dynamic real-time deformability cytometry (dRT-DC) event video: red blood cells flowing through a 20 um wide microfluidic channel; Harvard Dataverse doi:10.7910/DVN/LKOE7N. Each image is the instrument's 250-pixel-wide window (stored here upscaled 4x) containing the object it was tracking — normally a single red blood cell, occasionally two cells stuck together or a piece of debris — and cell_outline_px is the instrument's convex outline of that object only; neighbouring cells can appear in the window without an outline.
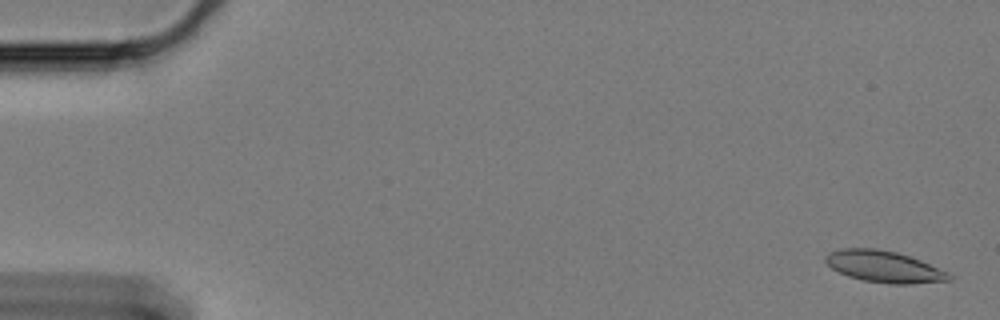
{"species": "Egyptian fruit bat (a non-hibernating species)", "species_latin": "Rousettus aegyptiacus", "temperature_condition": "cold", "stored_images_in_passage": 62, "camera_frame_rate_fps": 3000, "um_per_image_px": 0.085, "animal": {"sex": "female"}, "frame": {"image": 1, "passage_image": 2, "time_ms": 0.333, "image_size_px": [1000, 320], "cell_outline_px": [[952, 280], [908, 284], [888, 284], [864, 280], [848, 276], [832, 268], [824, 260], [824, 256], [840, 248], [876, 248], [896, 252], [920, 260], [948, 272], [952, 276]], "centroid_in_image_um": [75.14, 22.66], "position_along_channel_um": 9.9, "area_um2": 22.54}}
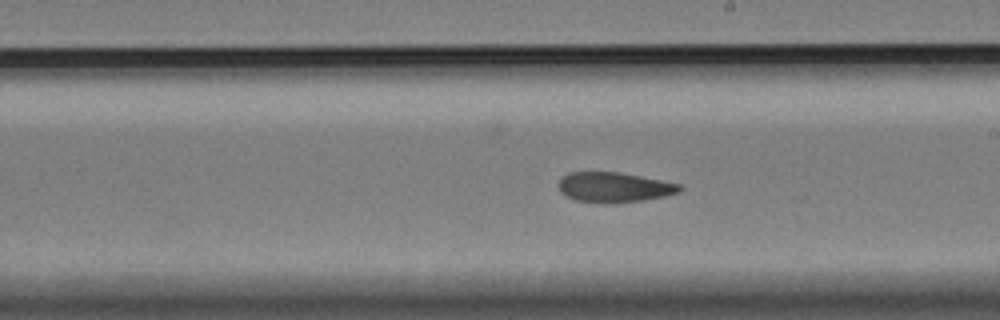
{"frame": {"image": 2, "passage_image": 35, "time_ms": 11.333, "image_size_px": [1000, 320], "cell_outline_px": [[684, 188], [680, 192], [664, 196], [644, 200], [576, 200], [564, 196], [560, 192], [556, 184], [560, 176], [568, 172], [620, 172], [680, 184]], "centroid_in_image_um": [52.15, 15.86], "position_along_channel_um": 236.8, "area_um2": 20.58}}
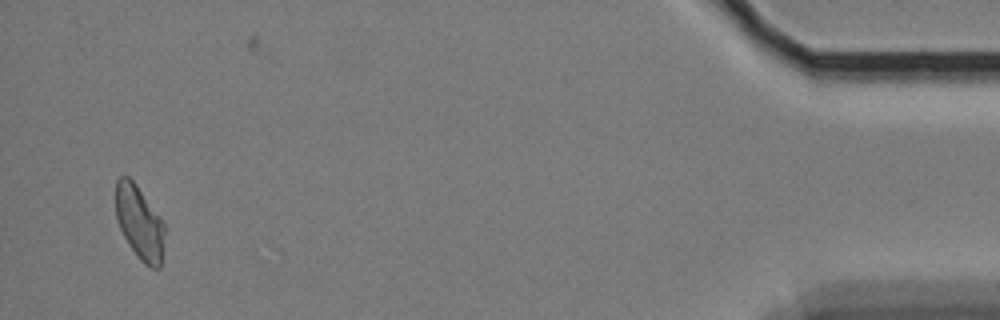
{"frame": {"image": 3, "passage_image": 59, "time_ms": 19.333, "image_size_px": [1000, 320], "cell_outline_px": [[164, 232], [160, 268], [152, 268], [144, 264], [140, 260], [128, 244], [116, 220], [116, 180], [120, 176], [128, 176], [136, 184], [160, 216], [164, 224]], "centroid_in_image_um": [11.84, 18.91], "position_along_channel_um": 423.4, "area_um2": 20.87}, "authors_computed_cell_mechanics": {"area_um2": 21.9062, "velocity_mm_per_s": 3.2886, "shape_relaxation_time_tau1_ms": null, "shape_relaxation_time_tau2_ms": 5.1053, "deformation_change_tau1": null, "deformation_change_tau2": 0.1049}}